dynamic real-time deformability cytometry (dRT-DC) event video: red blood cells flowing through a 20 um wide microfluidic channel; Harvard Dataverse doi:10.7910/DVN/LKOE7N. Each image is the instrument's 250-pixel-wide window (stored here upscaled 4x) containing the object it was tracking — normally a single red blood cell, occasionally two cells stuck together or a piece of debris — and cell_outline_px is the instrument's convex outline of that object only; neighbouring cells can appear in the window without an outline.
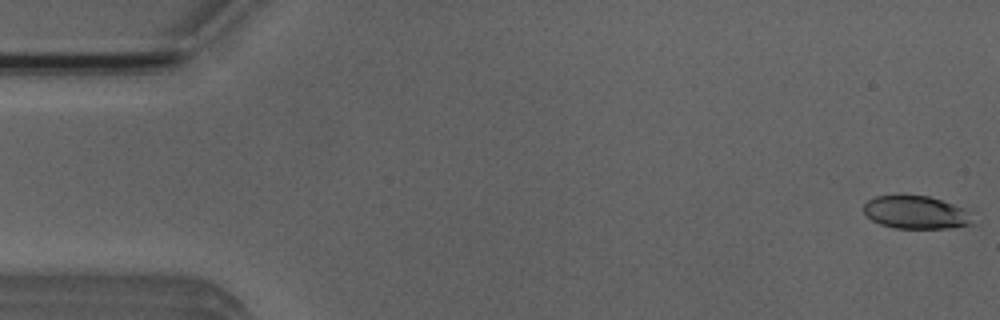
{"species": "Egyptian fruit bat (a non-hibernating species)", "species_latin": "Rousettus aegyptiacus", "temperature_condition": "room temperature", "stored_images_in_passage": 4, "camera_frame_rate_fps": 3000, "um_per_image_px": 0.085, "animal": {"sex": "male"}, "frame": {"image": 1, "passage_image": 1, "time_ms": 0.0, "image_size_px": [1000, 320], "cell_outline_px": [[976, 224], [948, 228], [896, 228], [880, 224], [872, 220], [864, 212], [864, 204], [868, 200], [876, 196], [928, 196], [964, 208]], "centroid_in_image_um": [77.86, 18.07], "position_along_channel_um": 7.1, "area_um2": 20.63}}
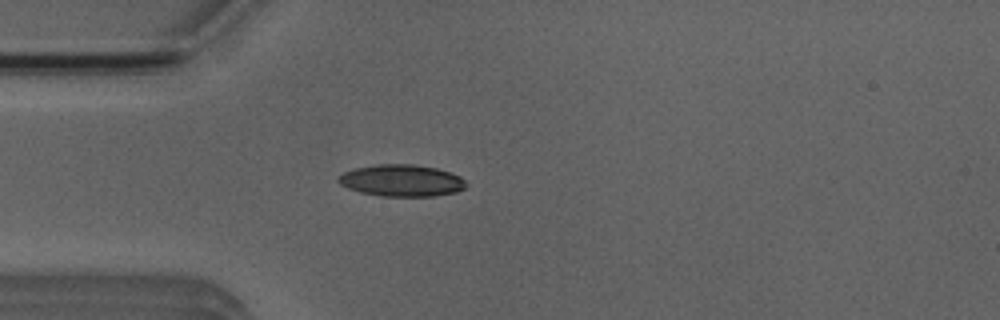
{"frame": {"image": 2, "passage_image": 4, "time_ms": 4.333, "image_size_px": [1000, 320], "cell_outline_px": [[468, 184], [464, 188], [456, 192], [432, 196], [380, 196], [360, 192], [348, 188], [340, 184], [336, 180], [336, 176], [344, 172], [356, 168], [376, 164], [412, 164], [436, 168], [460, 176]], "centroid_in_image_um": [34.11, 15.34], "position_along_channel_um": 50.9, "area_um2": 23.7}}